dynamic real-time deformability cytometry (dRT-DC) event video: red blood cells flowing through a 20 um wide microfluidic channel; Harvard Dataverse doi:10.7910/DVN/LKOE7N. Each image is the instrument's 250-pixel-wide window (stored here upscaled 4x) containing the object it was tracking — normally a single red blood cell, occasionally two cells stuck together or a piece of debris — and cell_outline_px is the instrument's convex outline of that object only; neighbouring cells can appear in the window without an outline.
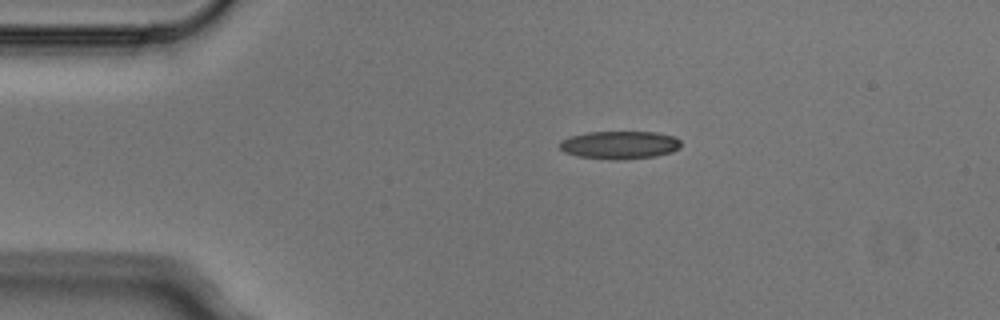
{"species": "Egyptian fruit bat (a non-hibernating species)", "species_latin": "Rousettus aegyptiacus", "temperature_condition": "cold", "stored_images_in_passage": 2, "camera_frame_rate_fps": 3000, "um_per_image_px": 0.085, "animal": {"sex": "male"}, "frame": {"image": 1, "passage_image": 1, "time_ms": 0.0, "image_size_px": [1000, 320], "cell_outline_px": [[680, 148], [672, 152], [656, 156], [624, 160], [612, 160], [576, 156], [564, 152], [560, 148], [560, 140], [572, 136], [588, 132], [656, 132], [672, 136], [680, 140]], "centroid_in_image_um": [52.67, 12.33], "position_along_channel_um": 32.3, "area_um2": 19.88}}